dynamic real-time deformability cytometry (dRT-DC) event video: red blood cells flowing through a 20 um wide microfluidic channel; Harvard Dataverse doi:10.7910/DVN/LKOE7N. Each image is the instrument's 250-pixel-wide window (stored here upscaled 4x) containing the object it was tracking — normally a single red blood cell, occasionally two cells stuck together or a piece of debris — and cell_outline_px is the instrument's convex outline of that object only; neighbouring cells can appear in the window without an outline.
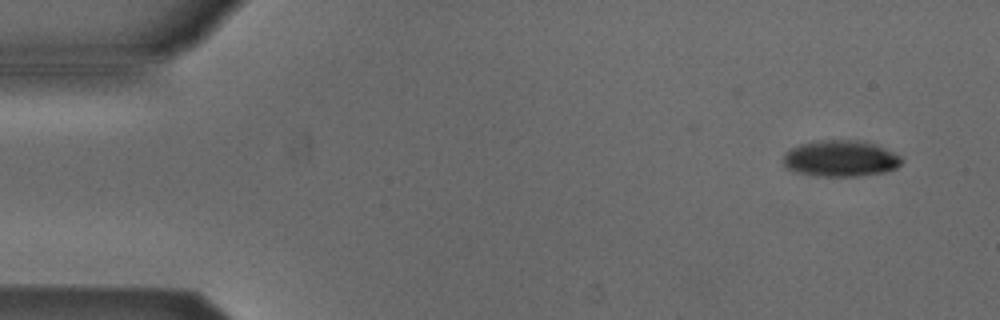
{"species": "Egyptian fruit bat (a non-hibernating species)", "species_latin": "Rousettus aegyptiacus", "temperature_condition": "cold", "stored_images_in_passage": 4, "camera_frame_rate_fps": 3000, "um_per_image_px": 0.085, "animal": {"sex": "male"}, "frame": {"image": 1, "passage_image": 1, "time_ms": 0.0, "image_size_px": [1000, 320], "cell_outline_px": [[904, 160], [896, 168], [884, 172], [856, 176], [816, 176], [800, 172], [788, 168], [784, 164], [784, 152], [800, 144], [820, 140], [856, 140], [872, 144], [884, 148], [900, 156]], "centroid_in_image_um": [71.45, 13.47], "position_along_channel_um": 13.6, "area_um2": 24.68}}
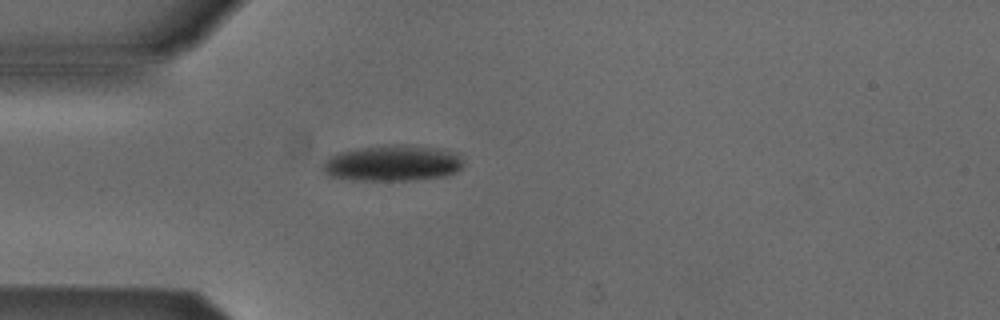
{"frame": {"image": 2, "passage_image": 4, "time_ms": 1.0, "image_size_px": [1000, 320], "cell_outline_px": [[464, 164], [456, 172], [448, 176], [412, 180], [352, 180], [332, 176], [324, 172], [324, 164], [332, 156], [340, 152], [388, 144], [404, 144], [444, 148], [460, 152], [464, 160]], "centroid_in_image_um": [33.53, 13.86], "position_along_channel_um": 51.5, "area_um2": 29.71}}